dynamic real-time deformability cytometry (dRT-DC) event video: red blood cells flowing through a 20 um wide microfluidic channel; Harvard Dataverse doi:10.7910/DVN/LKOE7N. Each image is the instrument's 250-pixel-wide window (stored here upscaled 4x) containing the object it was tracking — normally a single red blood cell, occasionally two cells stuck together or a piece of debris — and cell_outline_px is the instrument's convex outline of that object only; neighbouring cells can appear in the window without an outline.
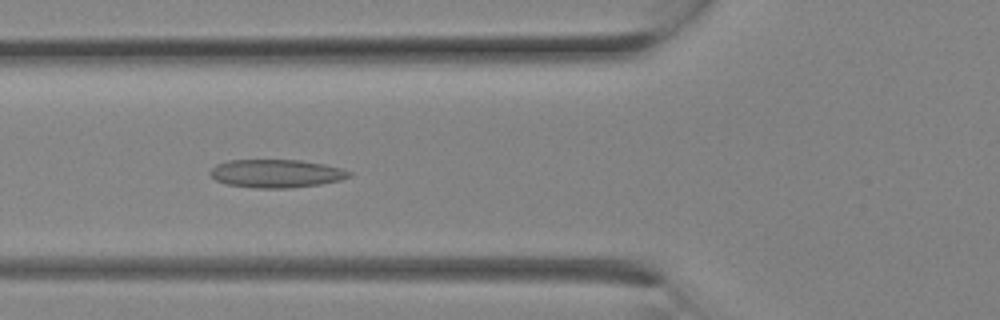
{"species": "Egyptian fruit bat (a non-hibernating species)", "species_latin": "Rousettus aegyptiacus", "temperature_condition": "room temperature", "stored_images_in_passage": 12, "camera_frame_rate_fps": 3000, "um_per_image_px": 0.085, "animal": {"sex": "female"}, "frame": {"image": 1, "passage_image": 9, "time_ms": 2.667, "image_size_px": [1000, 320], "cell_outline_px": [[352, 176], [340, 180], [320, 184], [292, 188], [256, 188], [228, 184], [216, 180], [208, 172], [216, 164], [228, 160], [300, 160], [324, 164], [340, 168], [352, 172]], "centroid_in_image_um": [23.49, 14.74], "position_along_channel_um": 102.3, "area_um2": 22.83}}
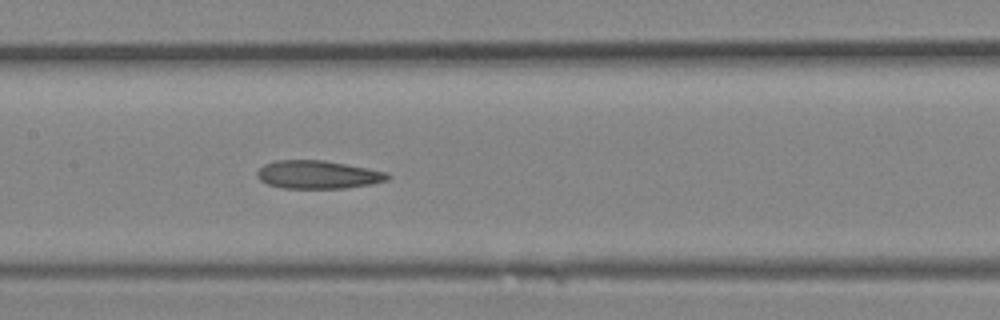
{"frame": {"image": 2, "passage_image": 12, "time_ms": 3.667, "image_size_px": [1000, 320], "cell_outline_px": [[392, 176], [388, 180], [372, 184], [344, 188], [284, 188], [268, 184], [260, 180], [256, 176], [256, 172], [264, 164], [276, 160], [324, 160], [368, 168], [388, 172]], "centroid_in_image_um": [27.04, 14.84], "position_along_channel_um": 180.4, "area_um2": 21.5}}